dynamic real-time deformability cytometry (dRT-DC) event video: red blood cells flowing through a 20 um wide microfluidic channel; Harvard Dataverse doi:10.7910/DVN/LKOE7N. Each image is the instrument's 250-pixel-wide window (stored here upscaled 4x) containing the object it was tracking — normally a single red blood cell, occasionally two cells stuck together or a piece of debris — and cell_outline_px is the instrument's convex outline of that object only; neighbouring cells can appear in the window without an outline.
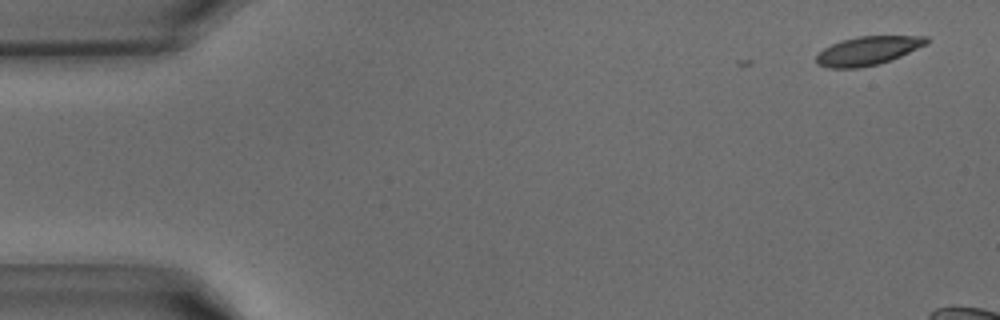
{"species": "common noctule bat (a hibernating species)", "species_latin": "Nyctalus noctula", "temperature_condition": "warm", "stored_images_in_passage": 2, "camera_frame_rate_fps": 3000, "um_per_image_px": 0.085, "animal": {"sex": "male", "body_mass_g": 15.6}, "frame": {"image": 1, "passage_image": 2, "time_ms": 0.333, "image_size_px": [1000, 320], "cell_outline_px": [[928, 44], [900, 56], [880, 64], [860, 68], [828, 68], [816, 64], [816, 56], [824, 48], [840, 40], [860, 36], [928, 36]], "centroid_in_image_um": [73.76, 4.32], "position_along_channel_um": 11.2, "area_um2": 18.5}}